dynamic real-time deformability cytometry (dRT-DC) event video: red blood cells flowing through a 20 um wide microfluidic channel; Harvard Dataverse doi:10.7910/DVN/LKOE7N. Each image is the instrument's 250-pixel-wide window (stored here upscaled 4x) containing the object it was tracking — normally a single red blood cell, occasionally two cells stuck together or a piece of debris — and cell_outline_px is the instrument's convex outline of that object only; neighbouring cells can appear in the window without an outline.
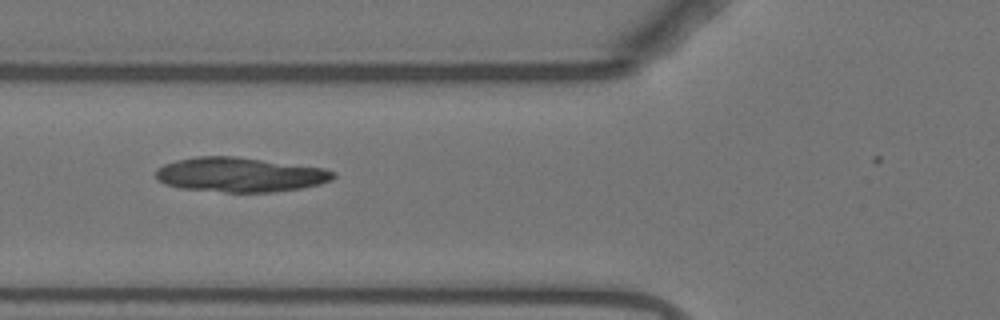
{"species": "Egyptian fruit bat (a non-hibernating species)", "species_latin": "Rousettus aegyptiacus", "temperature_condition": "warm", "stored_images_in_passage": 16, "camera_frame_rate_fps": 3000, "um_per_image_px": 0.085, "animal": {"sex": "female"}, "frame": {"image": 1, "passage_image": 6, "time_ms": 1.667, "image_size_px": [1000, 320], "cell_outline_px": [[336, 176], [332, 180], [320, 184], [300, 188], [272, 192], [224, 192], [180, 188], [164, 184], [156, 176], [156, 168], [164, 164], [176, 160], [196, 156], [232, 156], [324, 168], [336, 172]], "centroid_in_image_um": [20.39, 14.85], "position_along_channel_um": 105.4, "area_um2": 35.66}}
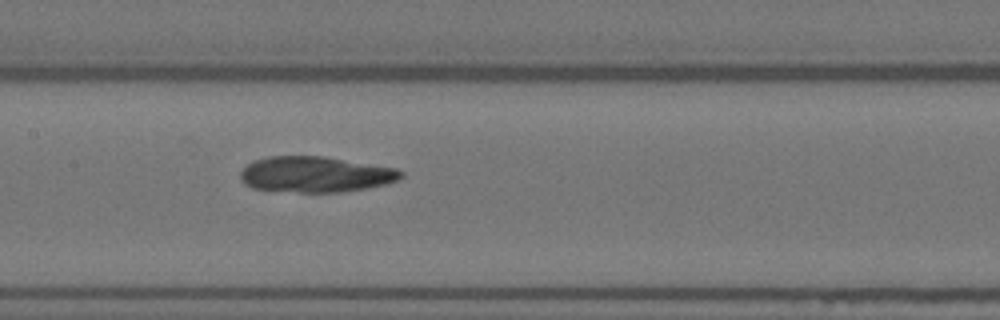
{"frame": {"image": 2, "passage_image": 12, "time_ms": 3.667, "image_size_px": [1000, 320], "cell_outline_px": [[404, 176], [396, 180], [384, 184], [364, 188], [340, 192], [300, 192], [252, 188], [244, 184], [240, 180], [240, 172], [252, 160], [268, 156], [324, 156], [396, 168], [404, 172]], "centroid_in_image_um": [26.78, 14.81], "position_along_channel_um": 180.6, "area_um2": 33.41}}
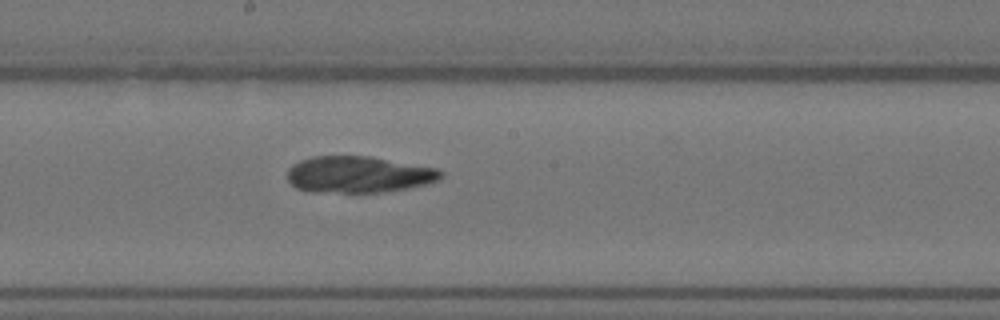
{"frame": {"image": 3, "passage_image": 15, "time_ms": 4.667, "image_size_px": [1000, 320], "cell_outline_px": [[444, 176], [428, 184], [380, 192], [312, 192], [296, 188], [288, 180], [288, 168], [292, 164], [300, 160], [312, 156], [372, 156], [436, 168], [444, 172]], "centroid_in_image_um": [30.46, 14.82], "position_along_channel_um": 217.7, "area_um2": 32.71}}